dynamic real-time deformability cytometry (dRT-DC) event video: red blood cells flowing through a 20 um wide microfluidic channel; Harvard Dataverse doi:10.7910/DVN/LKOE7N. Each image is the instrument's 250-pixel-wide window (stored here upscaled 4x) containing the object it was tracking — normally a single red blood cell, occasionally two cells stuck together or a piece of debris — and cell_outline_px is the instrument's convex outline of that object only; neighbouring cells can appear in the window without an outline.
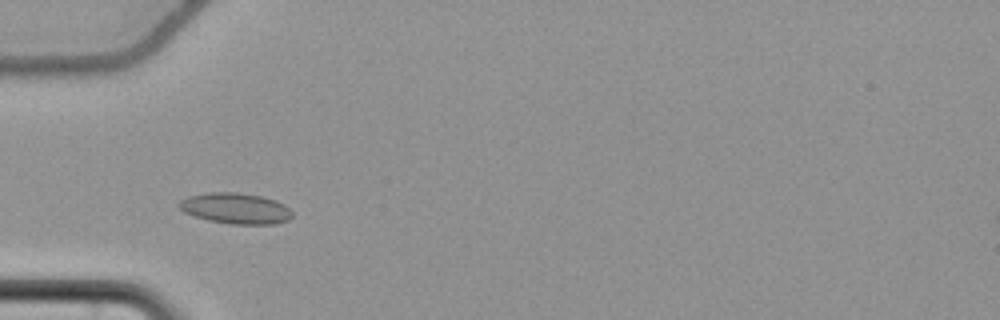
{"species": "common noctule bat (a hibernating species)", "species_latin": "Nyctalus noctula", "temperature_condition": "cold", "stored_images_in_passage": 39, "camera_frame_rate_fps": 3000, "um_per_image_px": 0.085, "animal": {"sex": "female", "body_mass_g": 22.7, "forearm_length_mm": 54.2}, "frame": {"image": 1, "passage_image": 1, "time_ms": 0.0, "image_size_px": [1000, 320], "cell_outline_px": [[292, 216], [288, 220], [272, 224], [232, 224], [208, 220], [184, 212], [176, 204], [180, 200], [188, 196], [208, 192], [236, 192], [260, 196], [276, 200], [284, 204], [292, 212]], "centroid_in_image_um": [20.01, 17.7], "position_along_channel_um": 65.0, "area_um2": 20.29}}
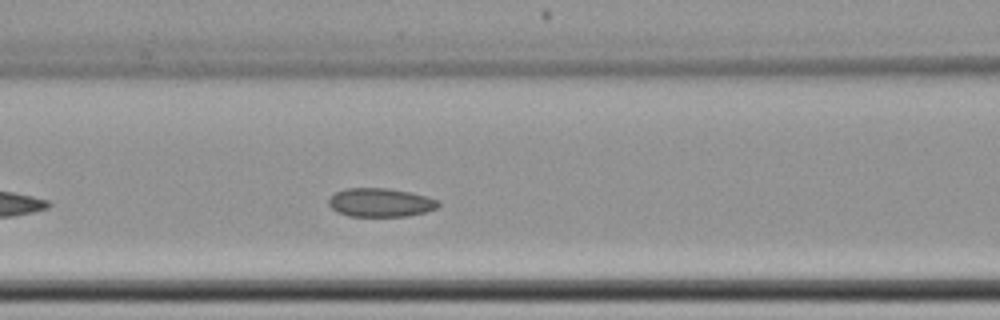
{"frame": {"image": 2, "passage_image": 7, "time_ms": 2.0, "image_size_px": [1000, 320], "cell_outline_px": [[440, 204], [436, 208], [424, 212], [408, 216], [348, 216], [336, 212], [328, 204], [328, 200], [336, 192], [348, 188], [388, 188], [428, 196], [440, 200]], "centroid_in_image_um": [32.35, 17.21], "position_along_channel_um": 134.3, "area_um2": 18.32}}
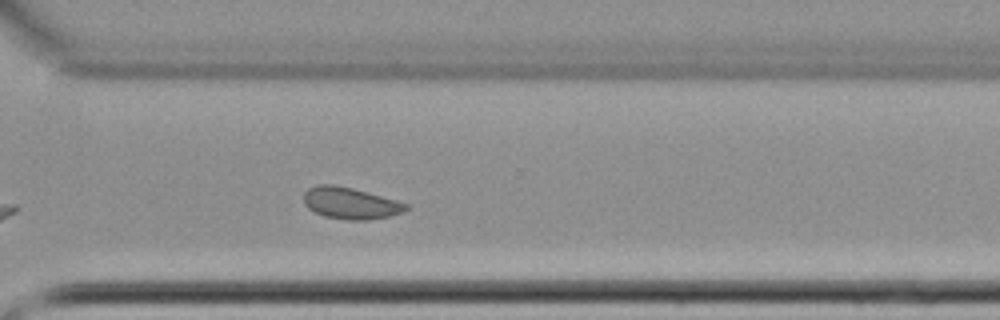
{"frame": {"image": 3, "passage_image": 24, "time_ms": 7.667, "image_size_px": [1000, 320], "cell_outline_px": [[408, 208], [404, 212], [388, 216], [368, 220], [348, 220], [324, 216], [308, 208], [304, 204], [304, 192], [308, 188], [316, 184], [336, 184], [352, 188], [396, 200], [408, 204]], "centroid_in_image_um": [29.76, 17.26], "position_along_channel_um": 340.8, "area_um2": 18.84}, "authors_computed_cell_mechanics": {"area_um2": 18.8428, "velocity_mm_per_s": 3.6357, "shape_relaxation_time_tau1_ms": null, "shape_relaxation_time_tau2_ms": 1.9375, "deformation_change_tau1": null, "deformation_change_tau2": 0.067}}